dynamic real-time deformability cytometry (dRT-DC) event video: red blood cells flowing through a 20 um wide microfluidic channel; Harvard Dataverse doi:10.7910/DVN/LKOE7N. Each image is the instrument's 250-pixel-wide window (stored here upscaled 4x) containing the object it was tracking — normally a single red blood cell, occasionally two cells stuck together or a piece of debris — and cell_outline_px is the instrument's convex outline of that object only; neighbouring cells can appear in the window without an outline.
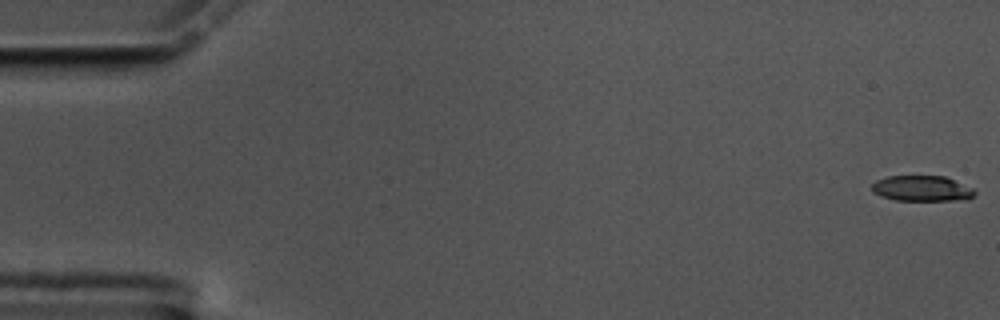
{"species": "common noctule bat (a hibernating species)", "species_latin": "Nyctalus noctula", "temperature_condition": "cold", "stored_images_in_passage": 58, "segment_of_instrument_passage": [1, 2], "camera_frame_rate_fps": 3000, "um_per_image_px": 0.085, "animal": {"sex": "male", "body_mass_g": 17.5, "forearm_length_mm": 52.3}, "frame": {"image": 1, "passage_image": 1, "time_ms": 0.0, "image_size_px": [1000, 320], "cell_outline_px": [[976, 196], [968, 200], [896, 200], [880, 196], [872, 192], [872, 184], [876, 180], [888, 176], [944, 176], [972, 188], [976, 192]], "centroid_in_image_um": [78.37, 16.03], "position_along_channel_um": 6.6, "area_um2": 15.37}}
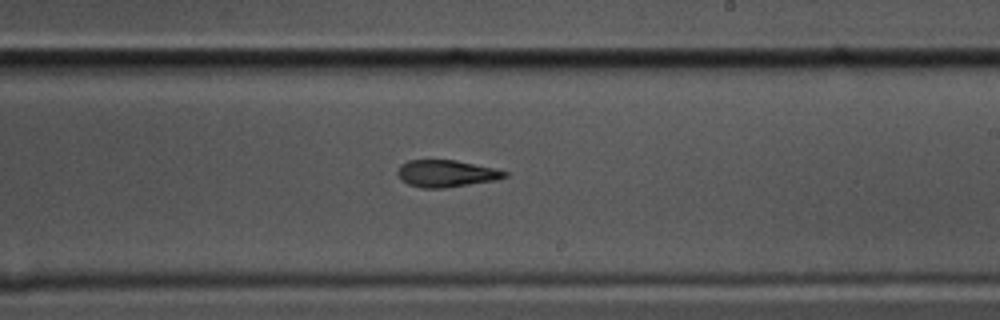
{"frame": {"image": 2, "passage_image": 34, "time_ms": 11.0, "image_size_px": [1000, 320], "cell_outline_px": [[508, 176], [496, 180], [440, 188], [420, 188], [408, 184], [400, 180], [396, 172], [400, 164], [408, 160], [456, 160], [496, 168], [508, 172]], "centroid_in_image_um": [37.9, 14.74], "position_along_channel_um": 251.1, "area_um2": 16.94}}
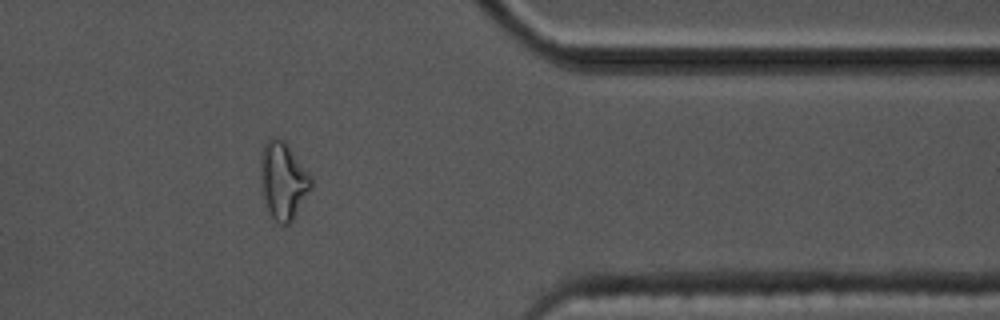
{"frame": {"image": 3, "passage_image": 47, "time_ms": 15.333, "image_size_px": [1000, 320], "cell_outline_px": [[312, 188], [292, 220], [288, 224], [280, 224], [268, 212], [260, 188], [260, 156], [264, 144], [272, 136], [276, 136], [284, 140], [312, 176]], "centroid_in_image_um": [24.05, 15.33], "position_along_channel_um": 387.4, "area_um2": 23.0}}